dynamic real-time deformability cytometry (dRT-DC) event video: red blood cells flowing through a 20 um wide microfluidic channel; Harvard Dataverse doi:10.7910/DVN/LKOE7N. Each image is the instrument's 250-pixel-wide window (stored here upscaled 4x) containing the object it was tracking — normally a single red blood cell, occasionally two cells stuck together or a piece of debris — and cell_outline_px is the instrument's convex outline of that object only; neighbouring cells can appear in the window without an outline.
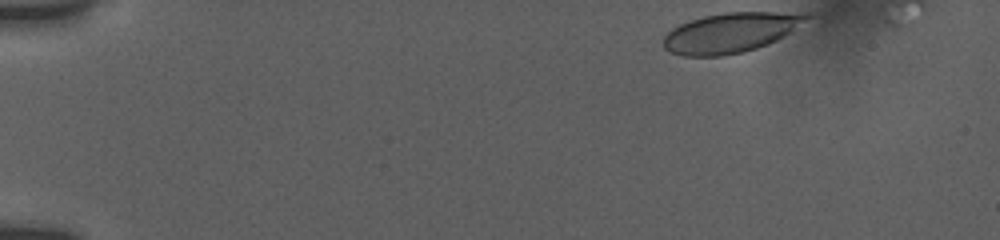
{"species": "human", "species_latin": "Homo sapiens", "temperature_condition": "room temperature", "stored_images_in_passage": 43, "camera_frame_rate_fps": 3000, "um_per_image_px": 0.085, "donor": {"sex": "female"}, "frame": {"image": 1, "passage_image": 1, "time_ms": 0.0, "image_size_px": [1000, 240], "cell_outline_px": [[816, 12], [812, 16], [784, 36], [768, 44], [744, 52], [724, 56], [684, 56], [668, 52], [664, 48], [664, 36], [672, 28], [680, 24], [704, 16], [724, 12]], "centroid_in_image_um": [62.13, 2.77], "position_along_channel_um": 22.9, "area_um2": 33.47}}
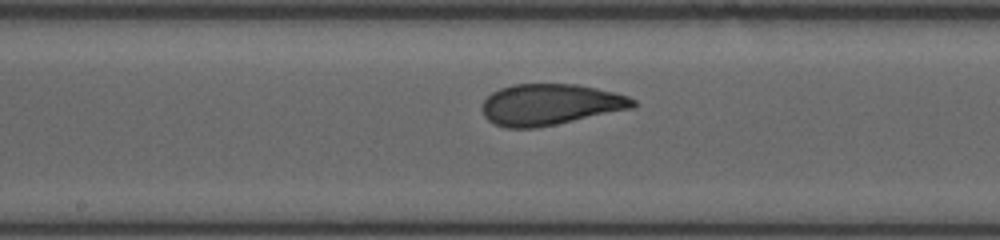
{"frame": {"image": 2, "passage_image": 24, "time_ms": 7.667, "image_size_px": [1000, 240], "cell_outline_px": [[636, 108], [536, 128], [504, 128], [488, 120], [484, 116], [480, 108], [484, 100], [492, 92], [500, 88], [512, 84], [576, 84], [596, 88], [628, 96], [636, 100]], "centroid_in_image_um": [46.76, 8.89], "position_along_channel_um": 201.4, "area_um2": 36.41}}
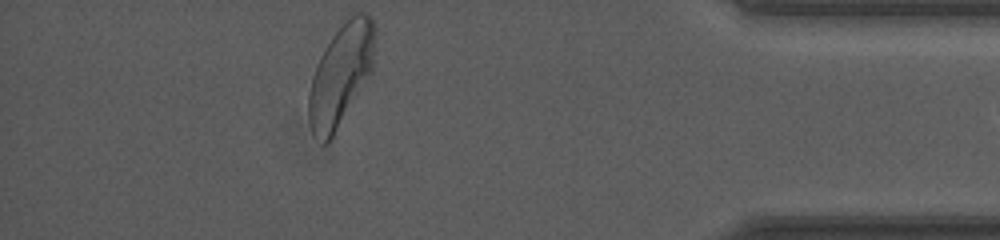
{"frame": {"image": 3, "passage_image": 43, "time_ms": 14.0, "image_size_px": [1000, 240], "cell_outline_px": [[376, 36], [372, 72], [332, 136], [324, 144], [312, 132], [308, 116], [308, 92], [312, 76], [316, 64], [320, 56], [332, 36], [356, 12], [368, 12], [372, 16], [376, 28]], "centroid_in_image_um": [28.99, 6.31], "position_along_channel_um": 406.2, "area_um2": 38.84}, "authors_computed_cell_mechanics": {"area_um2": 36.125, "velocity_mm_per_s": 3.8204, "shape_relaxation_time_tau1_ms": 4.1708, "shape_relaxation_time_tau2_ms": 0.9164, "deformation_change_tau1": 0.1646, "deformation_change_tau2": 0.0718}}